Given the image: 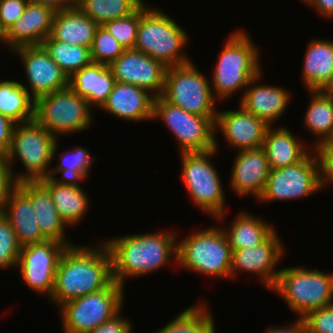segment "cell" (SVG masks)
<instances>
[{"mask_svg": "<svg viewBox=\"0 0 333 333\" xmlns=\"http://www.w3.org/2000/svg\"><path fill=\"white\" fill-rule=\"evenodd\" d=\"M168 230L107 237L103 242L111 254L113 280L125 287L127 278L148 276L170 264L176 268L179 232Z\"/></svg>", "mask_w": 333, "mask_h": 333, "instance_id": "1", "label": "cell"}, {"mask_svg": "<svg viewBox=\"0 0 333 333\" xmlns=\"http://www.w3.org/2000/svg\"><path fill=\"white\" fill-rule=\"evenodd\" d=\"M99 243L76 244L67 247L63 252L49 300L55 307L58 308L69 300L101 291L114 281L111 254L103 241Z\"/></svg>", "mask_w": 333, "mask_h": 333, "instance_id": "2", "label": "cell"}, {"mask_svg": "<svg viewBox=\"0 0 333 333\" xmlns=\"http://www.w3.org/2000/svg\"><path fill=\"white\" fill-rule=\"evenodd\" d=\"M225 41L210 77L213 96L220 103L236 93H240V100L250 81L264 70L261 50L247 30H234Z\"/></svg>", "mask_w": 333, "mask_h": 333, "instance_id": "3", "label": "cell"}, {"mask_svg": "<svg viewBox=\"0 0 333 333\" xmlns=\"http://www.w3.org/2000/svg\"><path fill=\"white\" fill-rule=\"evenodd\" d=\"M187 33L169 14L153 8L145 0L141 5L133 49L160 61L167 68L186 64L192 61L185 49L190 40Z\"/></svg>", "mask_w": 333, "mask_h": 333, "instance_id": "4", "label": "cell"}, {"mask_svg": "<svg viewBox=\"0 0 333 333\" xmlns=\"http://www.w3.org/2000/svg\"><path fill=\"white\" fill-rule=\"evenodd\" d=\"M219 225L196 229L182 239L178 235V269L205 277L231 279L232 251L226 233Z\"/></svg>", "mask_w": 333, "mask_h": 333, "instance_id": "5", "label": "cell"}, {"mask_svg": "<svg viewBox=\"0 0 333 333\" xmlns=\"http://www.w3.org/2000/svg\"><path fill=\"white\" fill-rule=\"evenodd\" d=\"M216 154V148L205 152L180 153L182 170L179 176L193 205L212 217L213 221L216 220L215 224H224L223 220L227 217L226 192L219 176L221 173L212 162Z\"/></svg>", "mask_w": 333, "mask_h": 333, "instance_id": "6", "label": "cell"}, {"mask_svg": "<svg viewBox=\"0 0 333 333\" xmlns=\"http://www.w3.org/2000/svg\"><path fill=\"white\" fill-rule=\"evenodd\" d=\"M284 300L296 319L333 304V271L324 272L308 266L280 268L271 290Z\"/></svg>", "mask_w": 333, "mask_h": 333, "instance_id": "7", "label": "cell"}, {"mask_svg": "<svg viewBox=\"0 0 333 333\" xmlns=\"http://www.w3.org/2000/svg\"><path fill=\"white\" fill-rule=\"evenodd\" d=\"M58 140L35 119L15 125L11 146L4 159L17 183L40 181L48 177L53 162V150ZM17 161L23 165V169L17 171L18 173L16 168L14 169Z\"/></svg>", "mask_w": 333, "mask_h": 333, "instance_id": "8", "label": "cell"}, {"mask_svg": "<svg viewBox=\"0 0 333 333\" xmlns=\"http://www.w3.org/2000/svg\"><path fill=\"white\" fill-rule=\"evenodd\" d=\"M92 109L86 99L67 87L37 98L34 119L60 139L89 130L96 121Z\"/></svg>", "mask_w": 333, "mask_h": 333, "instance_id": "9", "label": "cell"}, {"mask_svg": "<svg viewBox=\"0 0 333 333\" xmlns=\"http://www.w3.org/2000/svg\"><path fill=\"white\" fill-rule=\"evenodd\" d=\"M124 286L107 288L69 300L58 309L62 333H88L116 315L125 304Z\"/></svg>", "mask_w": 333, "mask_h": 333, "instance_id": "10", "label": "cell"}, {"mask_svg": "<svg viewBox=\"0 0 333 333\" xmlns=\"http://www.w3.org/2000/svg\"><path fill=\"white\" fill-rule=\"evenodd\" d=\"M207 78L193 61L168 67L161 96L167 102L189 113L216 117L218 113L216 102L219 101L214 98Z\"/></svg>", "mask_w": 333, "mask_h": 333, "instance_id": "11", "label": "cell"}, {"mask_svg": "<svg viewBox=\"0 0 333 333\" xmlns=\"http://www.w3.org/2000/svg\"><path fill=\"white\" fill-rule=\"evenodd\" d=\"M154 120L163 122L172 133L180 153L205 152L215 148L216 117L189 113L159 96L153 101Z\"/></svg>", "mask_w": 333, "mask_h": 333, "instance_id": "12", "label": "cell"}, {"mask_svg": "<svg viewBox=\"0 0 333 333\" xmlns=\"http://www.w3.org/2000/svg\"><path fill=\"white\" fill-rule=\"evenodd\" d=\"M323 192L317 157L312 150L302 161L270 169L264 192L257 202L292 201Z\"/></svg>", "mask_w": 333, "mask_h": 333, "instance_id": "13", "label": "cell"}, {"mask_svg": "<svg viewBox=\"0 0 333 333\" xmlns=\"http://www.w3.org/2000/svg\"><path fill=\"white\" fill-rule=\"evenodd\" d=\"M66 244L47 240L21 247L15 269H19L25 287L51 298L55 273Z\"/></svg>", "mask_w": 333, "mask_h": 333, "instance_id": "14", "label": "cell"}, {"mask_svg": "<svg viewBox=\"0 0 333 333\" xmlns=\"http://www.w3.org/2000/svg\"><path fill=\"white\" fill-rule=\"evenodd\" d=\"M279 233L275 230L264 242L253 248H243L232 252L231 279L238 273L253 274L258 277L263 287L272 290L275 286L280 269L278 268L285 256V247Z\"/></svg>", "mask_w": 333, "mask_h": 333, "instance_id": "15", "label": "cell"}, {"mask_svg": "<svg viewBox=\"0 0 333 333\" xmlns=\"http://www.w3.org/2000/svg\"><path fill=\"white\" fill-rule=\"evenodd\" d=\"M11 52L22 61L24 80L27 78V85H22L34 100L69 87V77L41 45L19 47Z\"/></svg>", "mask_w": 333, "mask_h": 333, "instance_id": "16", "label": "cell"}, {"mask_svg": "<svg viewBox=\"0 0 333 333\" xmlns=\"http://www.w3.org/2000/svg\"><path fill=\"white\" fill-rule=\"evenodd\" d=\"M237 109L219 110L215 120V148L220 150L217 135L222 134L232 150L257 149L263 146L268 125L254 114L245 111L240 105ZM219 147V148H218Z\"/></svg>", "mask_w": 333, "mask_h": 333, "instance_id": "17", "label": "cell"}, {"mask_svg": "<svg viewBox=\"0 0 333 333\" xmlns=\"http://www.w3.org/2000/svg\"><path fill=\"white\" fill-rule=\"evenodd\" d=\"M109 68L116 82L136 85L154 97L162 95L167 67L135 49H125Z\"/></svg>", "mask_w": 333, "mask_h": 333, "instance_id": "18", "label": "cell"}, {"mask_svg": "<svg viewBox=\"0 0 333 333\" xmlns=\"http://www.w3.org/2000/svg\"><path fill=\"white\" fill-rule=\"evenodd\" d=\"M228 181L231 191L240 198L258 200L269 177L270 167L265 150L261 148L236 151Z\"/></svg>", "mask_w": 333, "mask_h": 333, "instance_id": "19", "label": "cell"}, {"mask_svg": "<svg viewBox=\"0 0 333 333\" xmlns=\"http://www.w3.org/2000/svg\"><path fill=\"white\" fill-rule=\"evenodd\" d=\"M262 73L264 72H260L250 81L238 104L268 126L275 127V123L286 114L292 93L283 86L261 84Z\"/></svg>", "mask_w": 333, "mask_h": 333, "instance_id": "20", "label": "cell"}, {"mask_svg": "<svg viewBox=\"0 0 333 333\" xmlns=\"http://www.w3.org/2000/svg\"><path fill=\"white\" fill-rule=\"evenodd\" d=\"M56 11L49 6L29 1L24 13L4 34L5 50L38 46L50 35Z\"/></svg>", "mask_w": 333, "mask_h": 333, "instance_id": "21", "label": "cell"}, {"mask_svg": "<svg viewBox=\"0 0 333 333\" xmlns=\"http://www.w3.org/2000/svg\"><path fill=\"white\" fill-rule=\"evenodd\" d=\"M154 96L136 85L115 82L107 101L100 108L123 121L144 122L153 119Z\"/></svg>", "mask_w": 333, "mask_h": 333, "instance_id": "22", "label": "cell"}, {"mask_svg": "<svg viewBox=\"0 0 333 333\" xmlns=\"http://www.w3.org/2000/svg\"><path fill=\"white\" fill-rule=\"evenodd\" d=\"M17 186L31 199L42 235L47 240L57 241L68 247L76 245L67 237L69 226L56 212L49 190L40 181H24L17 183Z\"/></svg>", "mask_w": 333, "mask_h": 333, "instance_id": "23", "label": "cell"}, {"mask_svg": "<svg viewBox=\"0 0 333 333\" xmlns=\"http://www.w3.org/2000/svg\"><path fill=\"white\" fill-rule=\"evenodd\" d=\"M40 182L49 190L56 212L64 222L73 228L85 219L88 209L91 208V200L87 191L81 186L83 182L59 180L51 177L44 178Z\"/></svg>", "mask_w": 333, "mask_h": 333, "instance_id": "24", "label": "cell"}, {"mask_svg": "<svg viewBox=\"0 0 333 333\" xmlns=\"http://www.w3.org/2000/svg\"><path fill=\"white\" fill-rule=\"evenodd\" d=\"M269 126L262 148L265 150L270 169H277L302 161L312 150L286 126Z\"/></svg>", "mask_w": 333, "mask_h": 333, "instance_id": "25", "label": "cell"}, {"mask_svg": "<svg viewBox=\"0 0 333 333\" xmlns=\"http://www.w3.org/2000/svg\"><path fill=\"white\" fill-rule=\"evenodd\" d=\"M115 82L108 65L92 62L69 77V88L86 99L92 108L100 109Z\"/></svg>", "mask_w": 333, "mask_h": 333, "instance_id": "26", "label": "cell"}, {"mask_svg": "<svg viewBox=\"0 0 333 333\" xmlns=\"http://www.w3.org/2000/svg\"><path fill=\"white\" fill-rule=\"evenodd\" d=\"M4 216L9 220L21 247L47 241L40 231L31 199L18 186L9 195Z\"/></svg>", "mask_w": 333, "mask_h": 333, "instance_id": "27", "label": "cell"}, {"mask_svg": "<svg viewBox=\"0 0 333 333\" xmlns=\"http://www.w3.org/2000/svg\"><path fill=\"white\" fill-rule=\"evenodd\" d=\"M99 25L78 6L56 11L50 36L57 41L91 48Z\"/></svg>", "mask_w": 333, "mask_h": 333, "instance_id": "28", "label": "cell"}, {"mask_svg": "<svg viewBox=\"0 0 333 333\" xmlns=\"http://www.w3.org/2000/svg\"><path fill=\"white\" fill-rule=\"evenodd\" d=\"M305 50L301 82L306 90H321L333 73V40L310 39Z\"/></svg>", "mask_w": 333, "mask_h": 333, "instance_id": "29", "label": "cell"}, {"mask_svg": "<svg viewBox=\"0 0 333 333\" xmlns=\"http://www.w3.org/2000/svg\"><path fill=\"white\" fill-rule=\"evenodd\" d=\"M221 227L226 233L232 252L260 245L276 230L274 224L267 222L262 216L242 209L228 227H225V224Z\"/></svg>", "mask_w": 333, "mask_h": 333, "instance_id": "30", "label": "cell"}, {"mask_svg": "<svg viewBox=\"0 0 333 333\" xmlns=\"http://www.w3.org/2000/svg\"><path fill=\"white\" fill-rule=\"evenodd\" d=\"M59 139L53 150V160L58 159V165L50 168L48 177L59 180L79 181L85 182L89 179L93 168L95 156H91L89 149L82 146H73L70 149H65L63 152L59 151ZM57 155V156H56ZM58 157V158H56ZM61 174V177H57Z\"/></svg>", "mask_w": 333, "mask_h": 333, "instance_id": "31", "label": "cell"}, {"mask_svg": "<svg viewBox=\"0 0 333 333\" xmlns=\"http://www.w3.org/2000/svg\"><path fill=\"white\" fill-rule=\"evenodd\" d=\"M310 94V102L306 108L303 125L307 132L316 138L312 148L324 142L333 128V98L324 94L321 90H307Z\"/></svg>", "mask_w": 333, "mask_h": 333, "instance_id": "32", "label": "cell"}, {"mask_svg": "<svg viewBox=\"0 0 333 333\" xmlns=\"http://www.w3.org/2000/svg\"><path fill=\"white\" fill-rule=\"evenodd\" d=\"M35 100L17 80L0 78V114L15 123H25L34 119Z\"/></svg>", "mask_w": 333, "mask_h": 333, "instance_id": "33", "label": "cell"}, {"mask_svg": "<svg viewBox=\"0 0 333 333\" xmlns=\"http://www.w3.org/2000/svg\"><path fill=\"white\" fill-rule=\"evenodd\" d=\"M200 302L181 311L155 333H216L215 318L209 310V303Z\"/></svg>", "mask_w": 333, "mask_h": 333, "instance_id": "34", "label": "cell"}, {"mask_svg": "<svg viewBox=\"0 0 333 333\" xmlns=\"http://www.w3.org/2000/svg\"><path fill=\"white\" fill-rule=\"evenodd\" d=\"M41 46L68 77L93 62L90 48L63 43L54 40L50 35Z\"/></svg>", "mask_w": 333, "mask_h": 333, "instance_id": "35", "label": "cell"}, {"mask_svg": "<svg viewBox=\"0 0 333 333\" xmlns=\"http://www.w3.org/2000/svg\"><path fill=\"white\" fill-rule=\"evenodd\" d=\"M144 0H77V6L99 26L129 16Z\"/></svg>", "mask_w": 333, "mask_h": 333, "instance_id": "36", "label": "cell"}, {"mask_svg": "<svg viewBox=\"0 0 333 333\" xmlns=\"http://www.w3.org/2000/svg\"><path fill=\"white\" fill-rule=\"evenodd\" d=\"M124 50L125 48L103 26L97 28L90 48L94 63L109 66Z\"/></svg>", "mask_w": 333, "mask_h": 333, "instance_id": "37", "label": "cell"}, {"mask_svg": "<svg viewBox=\"0 0 333 333\" xmlns=\"http://www.w3.org/2000/svg\"><path fill=\"white\" fill-rule=\"evenodd\" d=\"M141 19V6L129 16L105 22L102 26L125 48L133 49L138 24Z\"/></svg>", "mask_w": 333, "mask_h": 333, "instance_id": "38", "label": "cell"}, {"mask_svg": "<svg viewBox=\"0 0 333 333\" xmlns=\"http://www.w3.org/2000/svg\"><path fill=\"white\" fill-rule=\"evenodd\" d=\"M21 246L9 220L0 215V270L15 269Z\"/></svg>", "mask_w": 333, "mask_h": 333, "instance_id": "39", "label": "cell"}, {"mask_svg": "<svg viewBox=\"0 0 333 333\" xmlns=\"http://www.w3.org/2000/svg\"><path fill=\"white\" fill-rule=\"evenodd\" d=\"M303 321L306 333H333V304L310 312Z\"/></svg>", "mask_w": 333, "mask_h": 333, "instance_id": "40", "label": "cell"}, {"mask_svg": "<svg viewBox=\"0 0 333 333\" xmlns=\"http://www.w3.org/2000/svg\"><path fill=\"white\" fill-rule=\"evenodd\" d=\"M313 148L318 160L320 183L322 189H326L333 184V146L316 145Z\"/></svg>", "mask_w": 333, "mask_h": 333, "instance_id": "41", "label": "cell"}, {"mask_svg": "<svg viewBox=\"0 0 333 333\" xmlns=\"http://www.w3.org/2000/svg\"><path fill=\"white\" fill-rule=\"evenodd\" d=\"M29 0H0V28L4 34L22 16Z\"/></svg>", "mask_w": 333, "mask_h": 333, "instance_id": "42", "label": "cell"}, {"mask_svg": "<svg viewBox=\"0 0 333 333\" xmlns=\"http://www.w3.org/2000/svg\"><path fill=\"white\" fill-rule=\"evenodd\" d=\"M17 186L6 160L0 158V215H4L11 191Z\"/></svg>", "mask_w": 333, "mask_h": 333, "instance_id": "43", "label": "cell"}, {"mask_svg": "<svg viewBox=\"0 0 333 333\" xmlns=\"http://www.w3.org/2000/svg\"><path fill=\"white\" fill-rule=\"evenodd\" d=\"M124 307L111 319L89 331L88 333H132L133 325L130 318L122 314ZM123 316V317H122Z\"/></svg>", "mask_w": 333, "mask_h": 333, "instance_id": "44", "label": "cell"}, {"mask_svg": "<svg viewBox=\"0 0 333 333\" xmlns=\"http://www.w3.org/2000/svg\"><path fill=\"white\" fill-rule=\"evenodd\" d=\"M15 123L9 117L0 114V158H4L11 146Z\"/></svg>", "mask_w": 333, "mask_h": 333, "instance_id": "45", "label": "cell"}, {"mask_svg": "<svg viewBox=\"0 0 333 333\" xmlns=\"http://www.w3.org/2000/svg\"><path fill=\"white\" fill-rule=\"evenodd\" d=\"M264 333H306V326L303 319H295L284 327L272 325Z\"/></svg>", "mask_w": 333, "mask_h": 333, "instance_id": "46", "label": "cell"}, {"mask_svg": "<svg viewBox=\"0 0 333 333\" xmlns=\"http://www.w3.org/2000/svg\"><path fill=\"white\" fill-rule=\"evenodd\" d=\"M307 6L311 9L314 7L313 10L322 18L333 19V0H311Z\"/></svg>", "mask_w": 333, "mask_h": 333, "instance_id": "47", "label": "cell"}, {"mask_svg": "<svg viewBox=\"0 0 333 333\" xmlns=\"http://www.w3.org/2000/svg\"><path fill=\"white\" fill-rule=\"evenodd\" d=\"M34 3H40L51 7L55 11L67 10L77 6V0H29Z\"/></svg>", "mask_w": 333, "mask_h": 333, "instance_id": "48", "label": "cell"}, {"mask_svg": "<svg viewBox=\"0 0 333 333\" xmlns=\"http://www.w3.org/2000/svg\"><path fill=\"white\" fill-rule=\"evenodd\" d=\"M321 91L327 96L333 98V73L331 75L330 80L325 84V86L321 89Z\"/></svg>", "mask_w": 333, "mask_h": 333, "instance_id": "49", "label": "cell"}, {"mask_svg": "<svg viewBox=\"0 0 333 333\" xmlns=\"http://www.w3.org/2000/svg\"><path fill=\"white\" fill-rule=\"evenodd\" d=\"M318 145H331L333 146V128L330 135L326 138L324 142L319 143Z\"/></svg>", "mask_w": 333, "mask_h": 333, "instance_id": "50", "label": "cell"}, {"mask_svg": "<svg viewBox=\"0 0 333 333\" xmlns=\"http://www.w3.org/2000/svg\"><path fill=\"white\" fill-rule=\"evenodd\" d=\"M0 45L4 46V32L0 28Z\"/></svg>", "mask_w": 333, "mask_h": 333, "instance_id": "51", "label": "cell"}, {"mask_svg": "<svg viewBox=\"0 0 333 333\" xmlns=\"http://www.w3.org/2000/svg\"><path fill=\"white\" fill-rule=\"evenodd\" d=\"M300 1L307 6L310 3L311 0H300Z\"/></svg>", "mask_w": 333, "mask_h": 333, "instance_id": "52", "label": "cell"}]
</instances>
